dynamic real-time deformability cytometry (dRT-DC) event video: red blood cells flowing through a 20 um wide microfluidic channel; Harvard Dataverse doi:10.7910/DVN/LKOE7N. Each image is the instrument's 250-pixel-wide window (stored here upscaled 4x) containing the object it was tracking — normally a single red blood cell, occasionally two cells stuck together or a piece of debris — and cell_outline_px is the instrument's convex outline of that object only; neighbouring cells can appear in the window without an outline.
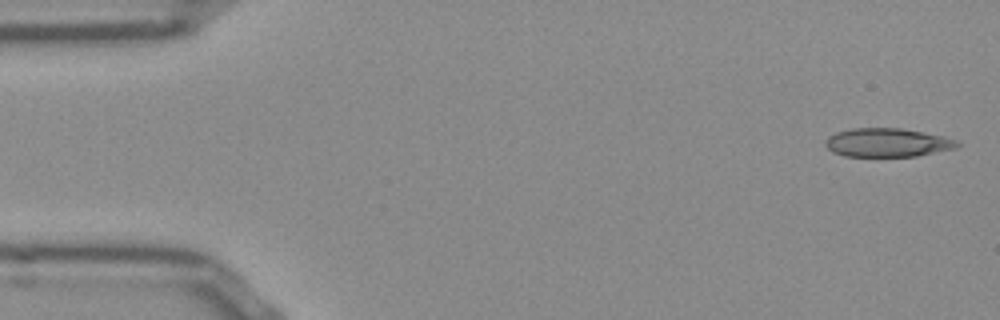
{"species": "Egyptian fruit bat (a non-hibernating species)", "species_latin": "Rousettus aegyptiacus", "temperature_condition": "room temperature", "stored_images_in_passage": 51, "camera_frame_rate_fps": 3000, "um_per_image_px": 0.085, "frame": {"image": 1, "passage_image": 1, "time_ms": 0.0, "image_size_px": [1000, 320], "cell_outline_px": [[960, 144], [956, 148], [916, 156], [844, 156], [832, 152], [824, 144], [824, 140], [828, 136], [836, 132], [852, 128], [900, 128], [944, 136], [956, 140]], "centroid_in_image_um": [75.39, 12.12], "position_along_channel_um": 9.6, "area_um2": 22.02}}
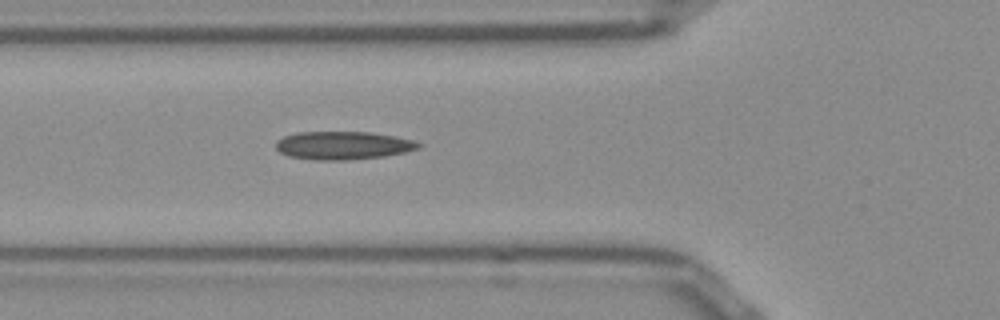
{"frame": {"image": 2, "passage_image": 17, "time_ms": 5.333, "image_size_px": [1000, 320], "cell_outline_px": [[420, 148], [404, 152], [384, 156], [348, 160], [316, 160], [288, 156], [280, 152], [276, 148], [276, 140], [284, 136], [296, 132], [368, 132], [396, 136], [416, 140], [420, 144]], "centroid_in_image_um": [29.15, 12.36], "position_along_channel_um": 96.6, "area_um2": 23.47}}
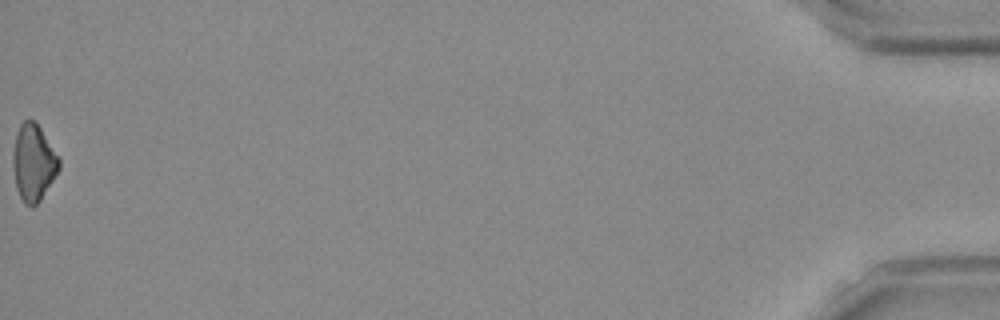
{"frame": {"image": 3, "passage_image": 51, "time_ms": 16.667, "image_size_px": [1000, 320], "cell_outline_px": [[60, 168], [40, 200], [32, 208], [24, 204], [16, 188], [12, 164], [12, 152], [16, 136], [20, 124], [24, 120], [36, 120], [60, 160]], "centroid_in_image_um": [2.82, 13.82], "position_along_channel_um": 432.4, "area_um2": 20.58}}